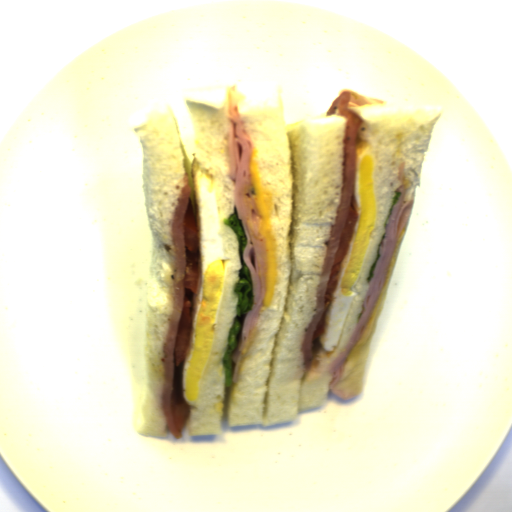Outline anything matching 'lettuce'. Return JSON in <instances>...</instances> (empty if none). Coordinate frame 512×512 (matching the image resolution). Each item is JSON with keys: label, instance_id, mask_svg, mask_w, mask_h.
<instances>
[{"label": "lettuce", "instance_id": "lettuce-1", "mask_svg": "<svg viewBox=\"0 0 512 512\" xmlns=\"http://www.w3.org/2000/svg\"><path fill=\"white\" fill-rule=\"evenodd\" d=\"M224 224L235 233L240 253L241 268L238 273L239 280L235 285V295L237 297L236 312L234 324L228 335V347L222 359L224 363L225 385L231 386L233 383V362L232 355L238 345V337L242 331V318L252 311L254 306L253 283L250 270L244 260L243 252L248 245L247 235L242 221L239 219L234 206L233 214L223 220Z\"/></svg>", "mask_w": 512, "mask_h": 512}, {"label": "lettuce", "instance_id": "lettuce-2", "mask_svg": "<svg viewBox=\"0 0 512 512\" xmlns=\"http://www.w3.org/2000/svg\"><path fill=\"white\" fill-rule=\"evenodd\" d=\"M180 145H181V150H182L183 157H184V171H185V175L187 176L188 185L190 188L189 197L191 200L192 210H193V213H194V216L196 219L197 211H196V205H195L194 183H193V177H192V163L186 153V149H185L183 143L180 142Z\"/></svg>", "mask_w": 512, "mask_h": 512}, {"label": "lettuce", "instance_id": "lettuce-3", "mask_svg": "<svg viewBox=\"0 0 512 512\" xmlns=\"http://www.w3.org/2000/svg\"><path fill=\"white\" fill-rule=\"evenodd\" d=\"M384 239H386V233H384L381 236V240H380V242H379V244L377 246V249H376V258H375V260L373 261V263L369 267V273H368V277L366 279V283H370L371 280L374 278V270H375V268H376V266H377V264H378V262H379V260L381 258L380 248H381V246L383 244Z\"/></svg>", "mask_w": 512, "mask_h": 512}, {"label": "lettuce", "instance_id": "lettuce-4", "mask_svg": "<svg viewBox=\"0 0 512 512\" xmlns=\"http://www.w3.org/2000/svg\"><path fill=\"white\" fill-rule=\"evenodd\" d=\"M401 195H402L401 191L395 192V194L393 196L392 203H391V205L389 207L388 213H387L386 218H385L384 228H387V223H388L389 219L391 218L393 207L398 203Z\"/></svg>", "mask_w": 512, "mask_h": 512}]
</instances>
